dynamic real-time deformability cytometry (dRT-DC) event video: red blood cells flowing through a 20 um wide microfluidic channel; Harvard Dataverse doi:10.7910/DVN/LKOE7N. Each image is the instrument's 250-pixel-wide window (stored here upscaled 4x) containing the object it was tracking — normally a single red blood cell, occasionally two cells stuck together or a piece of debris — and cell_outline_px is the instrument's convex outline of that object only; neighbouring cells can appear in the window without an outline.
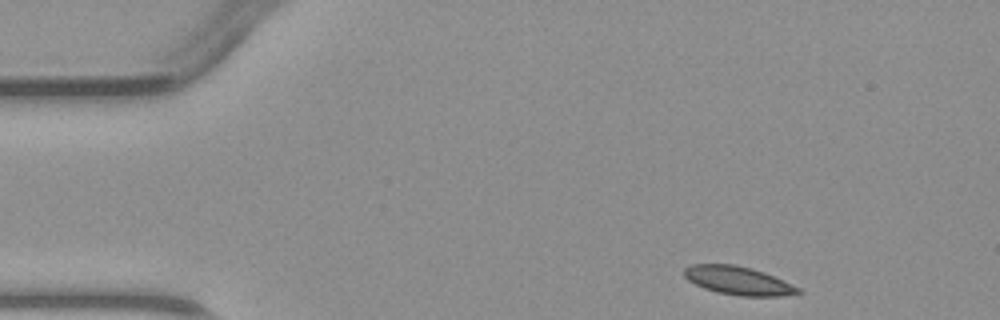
{"species": "common noctule bat (a hibernating species)", "species_latin": "Nyctalus noctula", "temperature_condition": "warm", "stored_images_in_passage": 5, "camera_frame_rate_fps": 3000, "um_per_image_px": 0.085, "animal": {"sex": "male", "body_mass_g": 23.1, "forearm_length_mm": 52.7}, "frame": {"image": 1, "passage_image": 1, "time_ms": 0.0, "image_size_px": [1000, 320], "cell_outline_px": [[804, 292], [784, 296], [740, 296], [716, 292], [704, 288], [688, 280], [684, 276], [684, 268], [692, 264], [736, 264], [752, 268], [764, 272], [784, 280], [800, 288]], "centroid_in_image_um": [62.78, 23.85], "position_along_channel_um": 22.2, "area_um2": 19.02}}
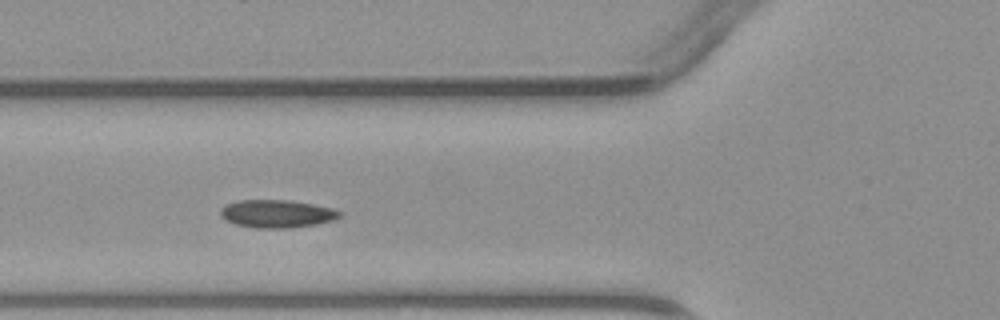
{"frame": {"image": 2, "passage_image": 4, "time_ms": 3.667, "image_size_px": [1000, 320], "cell_outline_px": [[344, 212], [340, 216], [332, 220], [316, 224], [288, 228], [256, 228], [236, 224], [220, 216], [220, 208], [224, 204], [236, 200], [288, 200], [312, 204], [332, 208]], "centroid_in_image_um": [23.51, 18.16], "position_along_channel_um": 102.3, "area_um2": 19.36}}
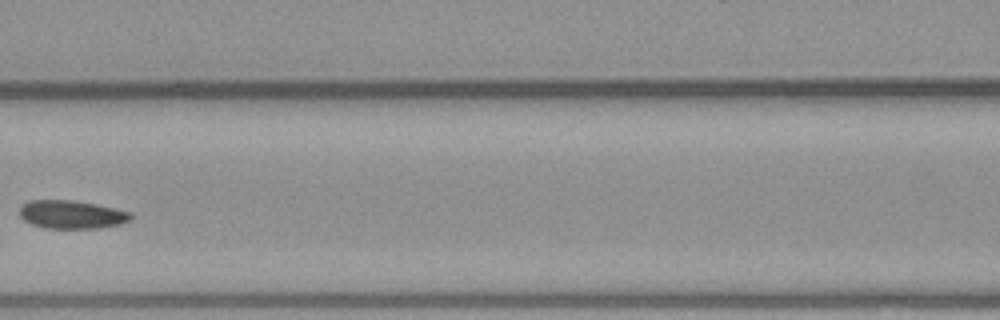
{"frame": {"image": 3, "passage_image": 5, "time_ms": 5.0, "image_size_px": [1000, 320], "cell_outline_px": [[132, 220], [120, 224], [100, 228], [44, 228], [32, 224], [24, 220], [20, 216], [20, 204], [28, 200], [72, 200], [96, 204], [132, 212]], "centroid_in_image_um": [6.09, 18.23], "position_along_channel_um": 160.5, "area_um2": 18.5}}